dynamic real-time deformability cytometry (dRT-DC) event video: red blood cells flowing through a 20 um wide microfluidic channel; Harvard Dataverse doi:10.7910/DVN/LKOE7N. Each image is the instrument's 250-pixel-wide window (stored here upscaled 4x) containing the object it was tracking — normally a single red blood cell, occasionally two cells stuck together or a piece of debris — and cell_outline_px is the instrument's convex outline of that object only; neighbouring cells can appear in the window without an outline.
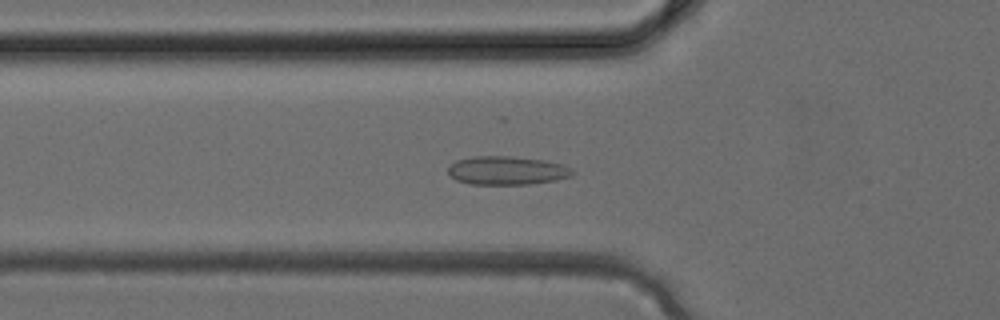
{"species": "common noctule bat (a hibernating species)", "species_latin": "Nyctalus noctula", "temperature_condition": "cold", "stored_images_in_passage": 30, "camera_frame_rate_fps": 3000, "um_per_image_px": 0.085, "animal": {"sex": "female", "body_mass_g": 24.6, "forearm_length_mm": 56.2}, "frame": {"image": 1, "passage_image": 6, "time_ms": 1.667, "image_size_px": [1000, 320], "cell_outline_px": [[576, 172], [572, 176], [556, 180], [528, 184], [468, 184], [456, 180], [448, 172], [448, 168], [456, 160], [472, 156], [508, 156], [544, 160], [564, 164], [572, 168]], "centroid_in_image_um": [43.12, 14.49], "position_along_channel_um": 82.7, "area_um2": 20.81}}
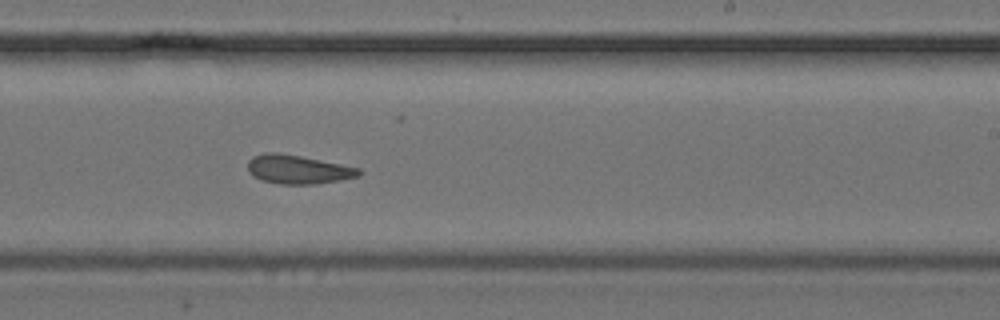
{"frame": {"image": 2, "passage_image": 16, "time_ms": 5.0, "image_size_px": [1000, 320], "cell_outline_px": [[360, 176], [340, 180], [316, 184], [280, 184], [264, 180], [252, 176], [248, 172], [248, 160], [252, 156], [264, 152], [280, 152], [360, 168]], "centroid_in_image_um": [25.29, 14.39], "position_along_channel_um": 263.7, "area_um2": 18.67}}
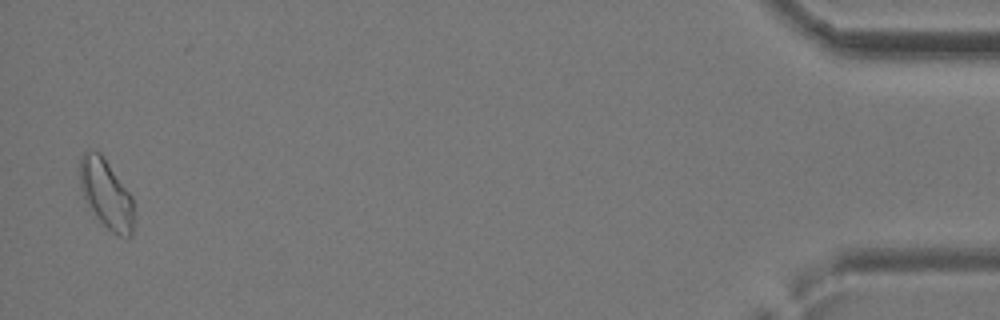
{"frame": {"image": 3, "passage_image": 30, "time_ms": 9.667, "image_size_px": [1000, 320], "cell_outline_px": [[132, 236], [120, 236], [112, 232], [100, 220], [84, 200], [80, 188], [80, 156], [84, 152], [100, 152], [132, 196]], "centroid_in_image_um": [9.0, 16.47], "position_along_channel_um": 426.2, "area_um2": 21.21}}